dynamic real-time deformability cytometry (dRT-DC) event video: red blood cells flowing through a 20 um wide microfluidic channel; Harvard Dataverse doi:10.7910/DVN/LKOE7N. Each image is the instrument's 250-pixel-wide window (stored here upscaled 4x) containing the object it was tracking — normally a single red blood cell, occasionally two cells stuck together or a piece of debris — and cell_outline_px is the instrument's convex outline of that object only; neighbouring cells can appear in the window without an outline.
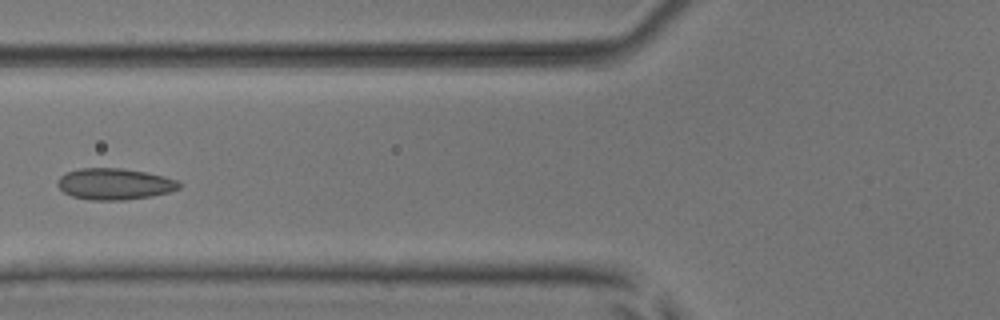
{"species": "common noctule bat (a hibernating species)", "species_latin": "Nyctalus noctula", "temperature_condition": "room temperature", "stored_images_in_passage": 6, "camera_frame_rate_fps": 3000, "um_per_image_px": 0.085, "animal": {"sex": "male", "body_mass_g": 17.9, "forearm_length_mm": 54.2}, "frame": {"image": 1, "passage_image": 5, "time_ms": 5.667, "image_size_px": [1000, 320], "cell_outline_px": [[184, 184], [180, 188], [168, 192], [152, 196], [124, 200], [92, 200], [72, 196], [64, 192], [56, 184], [60, 176], [68, 172], [80, 168], [120, 168], [144, 172], [164, 176], [176, 180]], "centroid_in_image_um": [9.75, 15.64], "position_along_channel_um": 116.0, "area_um2": 22.14}}
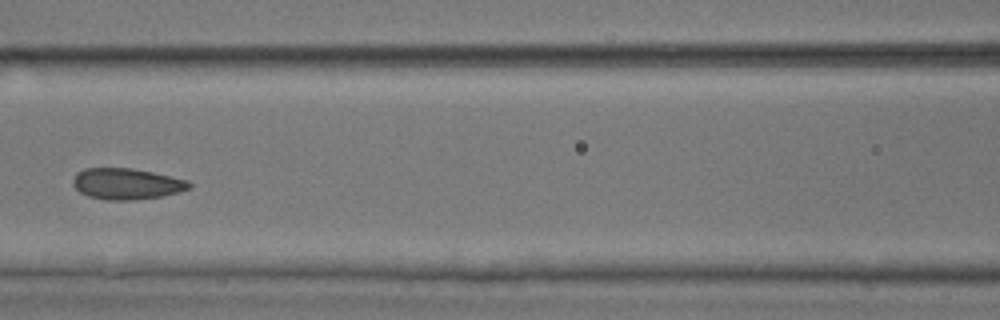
{"frame": {"image": 2, "passage_image": 6, "time_ms": 6.667, "image_size_px": [1000, 320], "cell_outline_px": [[192, 188], [180, 192], [160, 196], [132, 200], [104, 200], [88, 196], [80, 192], [72, 184], [72, 180], [76, 172], [84, 168], [132, 168], [152, 172], [188, 180], [192, 184]], "centroid_in_image_um": [10.75, 15.62], "position_along_channel_um": 155.8, "area_um2": 21.21}}